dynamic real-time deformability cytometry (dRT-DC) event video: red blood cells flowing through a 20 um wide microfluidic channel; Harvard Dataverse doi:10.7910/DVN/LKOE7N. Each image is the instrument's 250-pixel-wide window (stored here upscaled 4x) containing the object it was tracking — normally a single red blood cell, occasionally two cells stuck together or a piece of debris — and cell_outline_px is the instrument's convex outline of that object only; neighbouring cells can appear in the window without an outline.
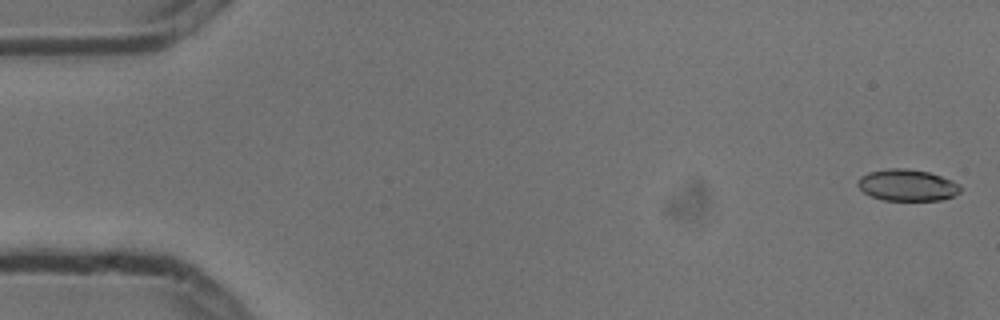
{"species": "common noctule bat (a hibernating species)", "species_latin": "Nyctalus noctula", "temperature_condition": "cold", "stored_images_in_passage": 5, "camera_frame_rate_fps": 3000, "um_per_image_px": 0.085, "animal": {"sex": "male", "body_mass_g": 13.3}, "frame": {"image": 1, "passage_image": 1, "time_ms": 0.0, "image_size_px": [1000, 320], "cell_outline_px": [[964, 188], [960, 192], [944, 200], [884, 200], [872, 196], [864, 192], [856, 184], [856, 180], [860, 176], [868, 172], [888, 168], [908, 168], [928, 172], [952, 180], [960, 184]], "centroid_in_image_um": [77.12, 15.73], "position_along_channel_um": 7.9, "area_um2": 19.07}}
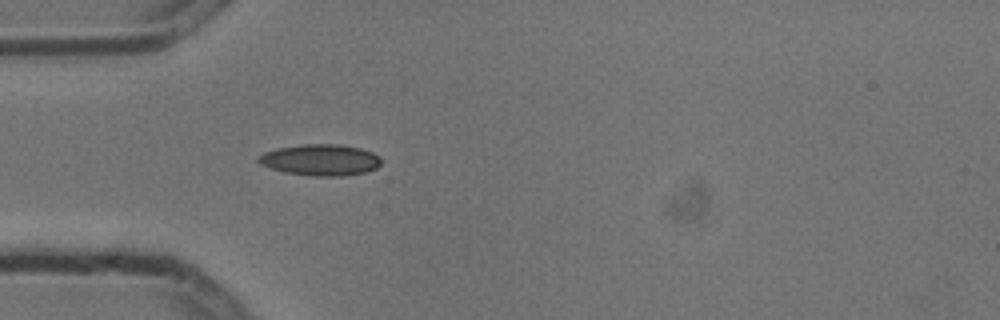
{"frame": {"image": 2, "passage_image": 5, "time_ms": 1.333, "image_size_px": [1000, 320], "cell_outline_px": [[380, 164], [376, 168], [364, 172], [340, 176], [312, 176], [284, 172], [260, 164], [256, 160], [256, 156], [264, 152], [276, 148], [304, 144], [340, 144], [360, 148], [372, 152], [380, 156]], "centroid_in_image_um": [27.2, 13.58], "position_along_channel_um": 57.8, "area_um2": 22.43}}